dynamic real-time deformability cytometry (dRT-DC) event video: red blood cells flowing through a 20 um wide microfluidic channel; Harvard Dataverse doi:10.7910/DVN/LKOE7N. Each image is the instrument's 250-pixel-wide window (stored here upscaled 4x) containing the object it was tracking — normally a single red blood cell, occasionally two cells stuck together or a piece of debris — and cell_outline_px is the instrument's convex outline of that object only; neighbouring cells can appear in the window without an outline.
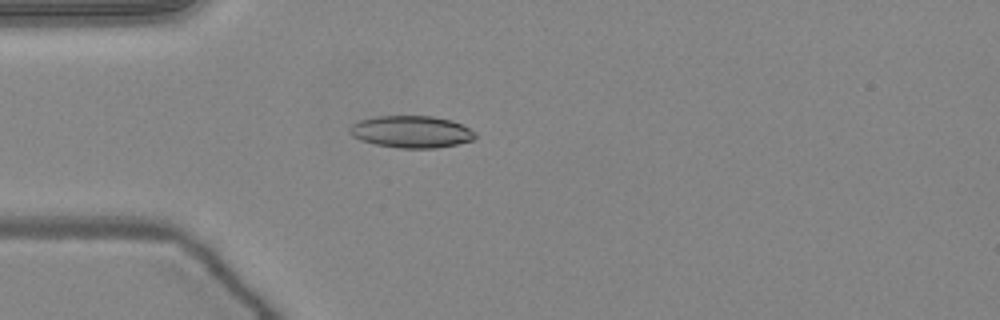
{"species": "common noctule bat (a hibernating species)", "species_latin": "Nyctalus noctula", "temperature_condition": "warm", "stored_images_in_passage": 49, "camera_frame_rate_fps": 3000, "um_per_image_px": 0.085, "animal": {"sex": "female", "body_mass_g": 24.6, "forearm_length_mm": 56.2}, "frame": {"image": 1, "passage_image": 13, "time_ms": 4.0, "image_size_px": [1000, 320], "cell_outline_px": [[476, 136], [472, 140], [456, 144], [436, 148], [400, 148], [376, 144], [360, 140], [352, 136], [348, 132], [348, 128], [352, 124], [360, 120], [376, 116], [432, 116], [452, 120], [476, 132]], "centroid_in_image_um": [34.94, 11.19], "position_along_channel_um": 50.1, "area_um2": 23.41}}
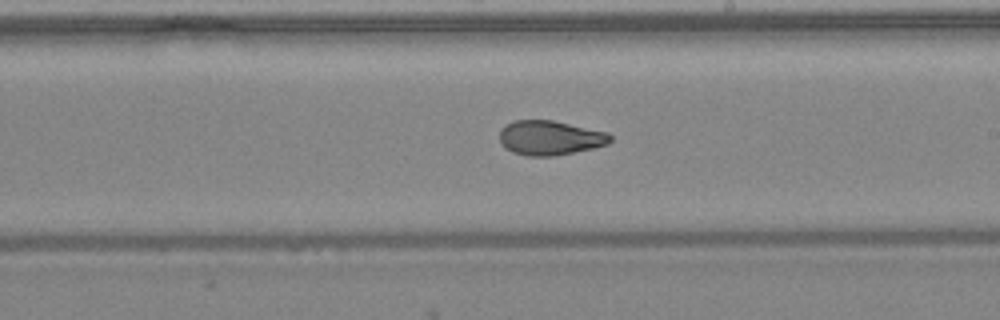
{"frame": {"image": 2, "passage_image": 28, "time_ms": 9.0, "image_size_px": [1000, 320], "cell_outline_px": [[612, 140], [608, 144], [592, 148], [552, 156], [528, 156], [512, 152], [504, 148], [500, 140], [500, 128], [504, 124], [512, 120], [552, 120], [608, 132], [612, 136]], "centroid_in_image_um": [46.72, 11.7], "position_along_channel_um": 242.3, "area_um2": 22.37}}
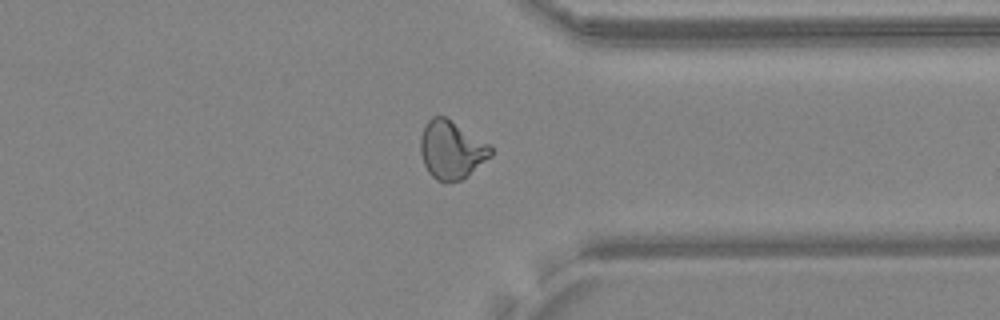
{"frame": {"image": 3, "passage_image": 38, "time_ms": 12.333, "image_size_px": [1000, 320], "cell_outline_px": [[492, 156], [460, 180], [444, 184], [436, 180], [428, 172], [424, 164], [420, 152], [420, 136], [424, 124], [432, 116], [444, 116], [488, 144], [492, 148]], "centroid_in_image_um": [38.32, 12.75], "position_along_channel_um": 373.1, "area_um2": 23.7}, "authors_computed_cell_mechanics": {"area_um2": 22.831, "velocity_mm_per_s": 4.0404, "shape_relaxation_time_tau1_ms": null, "shape_relaxation_time_tau2_ms": 1.7271, "deformation_change_tau1": null, "deformation_change_tau2": 0.0766}}